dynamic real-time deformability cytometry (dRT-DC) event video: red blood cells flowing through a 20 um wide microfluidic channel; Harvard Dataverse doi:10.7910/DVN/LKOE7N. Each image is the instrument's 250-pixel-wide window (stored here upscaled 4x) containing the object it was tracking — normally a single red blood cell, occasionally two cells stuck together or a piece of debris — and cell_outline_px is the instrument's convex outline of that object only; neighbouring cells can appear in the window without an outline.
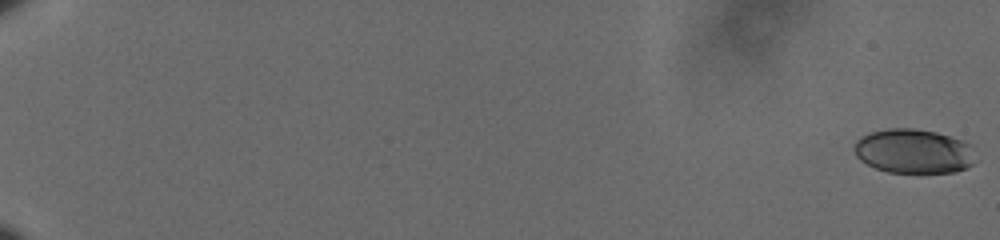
{"species": "human", "species_latin": "Homo sapiens", "temperature_condition": "cold", "stored_images_in_passage": 62, "camera_frame_rate_fps": 3000, "um_per_image_px": 0.085, "donor": {"sex": "male"}, "frame": {"image": 1, "passage_image": 1, "time_ms": 0.0, "image_size_px": [1000, 240], "cell_outline_px": [[972, 164], [968, 168], [956, 172], [888, 172], [876, 168], [860, 160], [856, 156], [856, 140], [860, 136], [872, 132], [888, 128], [912, 128], [936, 132], [972, 144]], "centroid_in_image_um": [77.65, 12.85], "position_along_channel_um": 7.3, "area_um2": 31.04}}
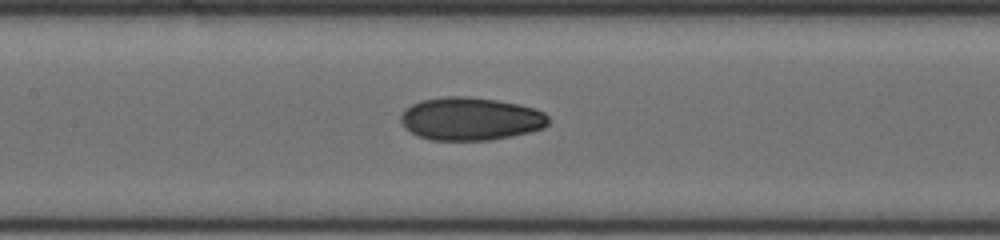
{"frame": {"image": 2, "passage_image": 34, "time_ms": 11.0, "image_size_px": [1000, 240], "cell_outline_px": [[548, 124], [544, 128], [512, 136], [492, 140], [432, 140], [416, 136], [404, 128], [400, 120], [400, 116], [412, 104], [420, 100], [448, 96], [468, 96], [496, 100], [536, 108], [544, 112], [548, 116]], "centroid_in_image_um": [39.99, 10.1], "position_along_channel_um": 167.4, "area_um2": 37.11}}
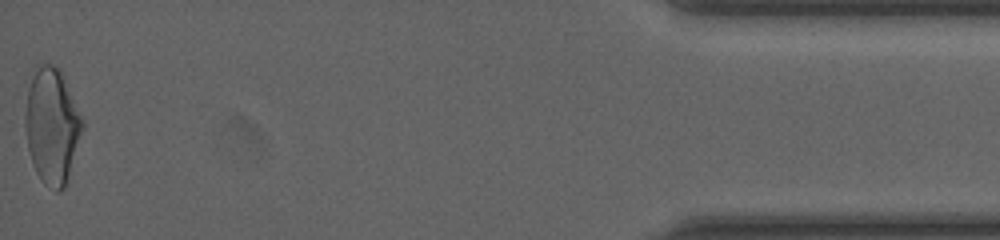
{"frame": {"image": 3, "passage_image": 62, "time_ms": 20.333, "image_size_px": [1000, 240], "cell_outline_px": [[84, 128], [64, 188], [60, 192], [56, 192], [48, 188], [44, 184], [36, 172], [28, 148], [24, 124], [24, 116], [28, 88], [32, 68], [36, 64], [56, 64], [60, 68], [64, 76], [84, 120]], "centroid_in_image_um": [4.41, 10.64], "position_along_channel_um": 430.8, "area_um2": 39.19}, "authors_computed_cell_mechanics": {"area_um2": 35.3447, "velocity_mm_per_s": 3.6152, "shape_relaxation_time_tau1_ms": 6.036, "shape_relaxation_time_tau2_ms": 2.6853, "deformation_change_tau1": 0.1392, "deformation_change_tau2": 0.0717}}